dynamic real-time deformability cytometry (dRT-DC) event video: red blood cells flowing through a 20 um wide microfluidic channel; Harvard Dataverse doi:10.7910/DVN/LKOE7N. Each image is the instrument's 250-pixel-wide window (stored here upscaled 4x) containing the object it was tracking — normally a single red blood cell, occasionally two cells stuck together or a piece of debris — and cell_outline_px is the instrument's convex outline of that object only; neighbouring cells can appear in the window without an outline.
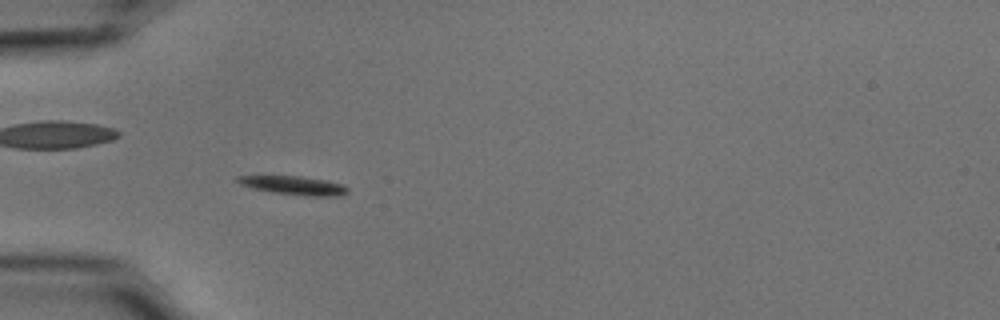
{"species": "common noctule bat (a hibernating species)", "species_latin": "Nyctalus noctula", "temperature_condition": "cold", "stored_images_in_passage": 27, "camera_frame_rate_fps": 3000, "um_per_image_px": 0.085, "animal": {"sex": "male", "body_mass_g": 15.6}, "frame": {"image": 1, "passage_image": 8, "time_ms": 2.333, "image_size_px": [1000, 320], "cell_outline_px": [[348, 192], [340, 196], [312, 196], [272, 192], [252, 188], [240, 184], [236, 180], [236, 176], [300, 176], [324, 180], [344, 184], [348, 188]], "centroid_in_image_um": [25.0, 15.76], "position_along_channel_um": 60.0, "area_um2": 11.85}}
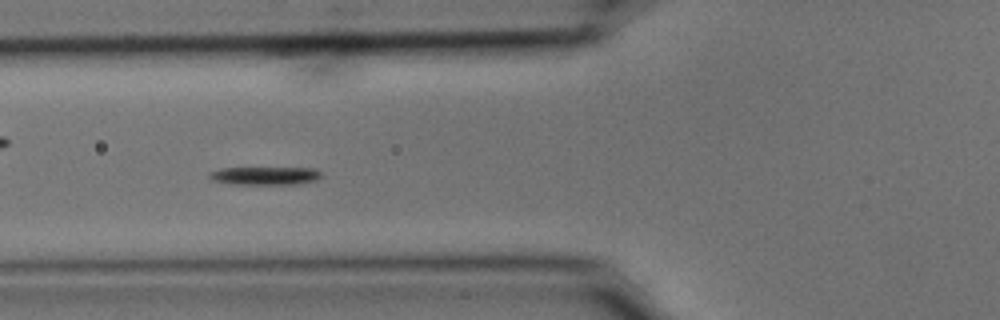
{"frame": {"image": 2, "passage_image": 12, "time_ms": 3.667, "image_size_px": [1000, 320], "cell_outline_px": [[324, 176], [316, 180], [296, 184], [232, 184], [212, 180], [208, 176], [208, 172], [220, 168], [316, 168]], "centroid_in_image_um": [22.53, 14.93], "position_along_channel_um": 103.3, "area_um2": 11.91}}
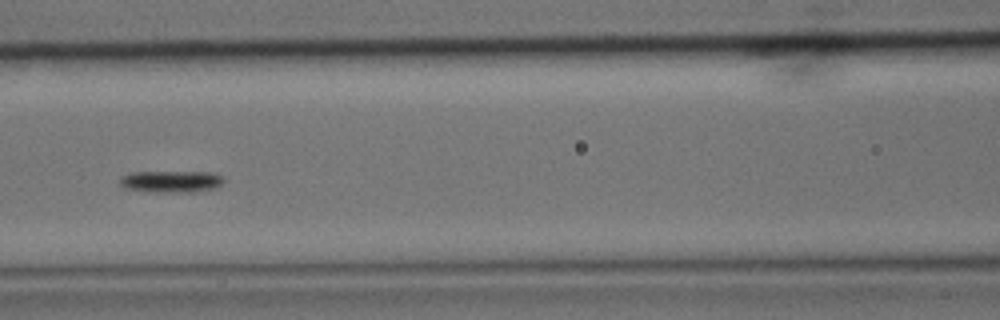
{"frame": {"image": 3, "passage_image": 16, "time_ms": 5.0, "image_size_px": [1000, 320], "cell_outline_px": [[224, 180], [216, 188], [196, 192], [152, 192], [124, 188], [120, 184], [120, 176], [132, 172], [212, 172], [224, 176]], "centroid_in_image_um": [14.56, 15.43], "position_along_channel_um": 152.0, "area_um2": 13.35}}